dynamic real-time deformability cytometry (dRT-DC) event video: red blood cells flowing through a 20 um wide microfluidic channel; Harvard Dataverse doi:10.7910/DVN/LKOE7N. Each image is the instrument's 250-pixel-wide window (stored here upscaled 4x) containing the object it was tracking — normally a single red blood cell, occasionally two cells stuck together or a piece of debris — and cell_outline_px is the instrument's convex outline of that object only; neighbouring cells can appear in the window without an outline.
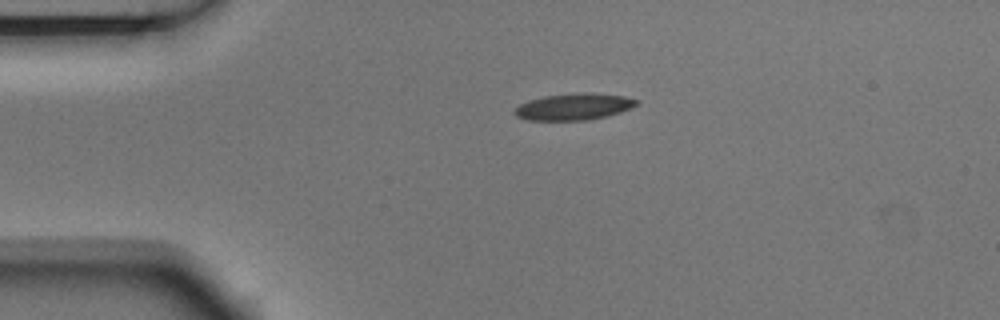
{"species": "Egyptian fruit bat (a non-hibernating species)", "species_latin": "Rousettus aegyptiacus", "temperature_condition": "room temperature", "stored_images_in_passage": 2, "camera_frame_rate_fps": 3000, "um_per_image_px": 0.085, "animal": {"sex": "male"}, "frame": {"image": 1, "passage_image": 1, "time_ms": 0.0, "image_size_px": [1000, 320], "cell_outline_px": [[640, 100], [636, 104], [620, 112], [608, 116], [588, 120], [528, 120], [516, 116], [512, 112], [520, 104], [528, 100], [544, 96], [580, 92], [584, 92], [624, 96]], "centroid_in_image_um": [48.75, 9.07], "position_along_channel_um": 36.3, "area_um2": 18.84}}
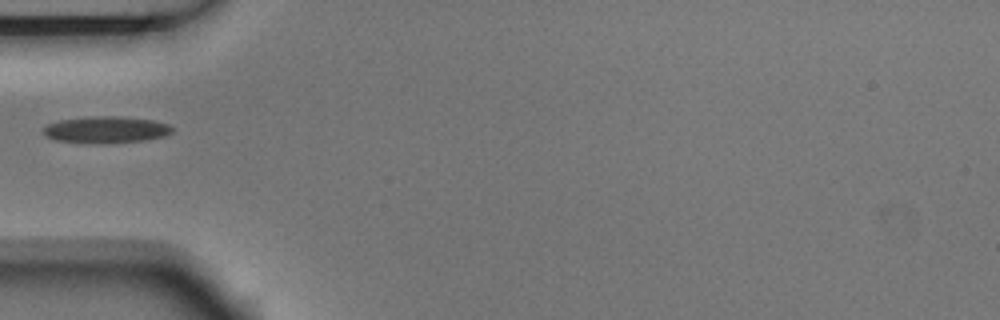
{"frame": {"image": 2, "passage_image": 2, "time_ms": 0.333, "image_size_px": [1000, 320], "cell_outline_px": [[172, 132], [164, 136], [144, 140], [56, 140], [48, 136], [44, 132], [44, 128], [48, 124], [60, 120], [92, 116], [116, 116], [152, 120], [168, 124], [172, 128]], "centroid_in_image_um": [9.06, 10.96], "position_along_channel_um": 75.9, "area_um2": 18.5}}